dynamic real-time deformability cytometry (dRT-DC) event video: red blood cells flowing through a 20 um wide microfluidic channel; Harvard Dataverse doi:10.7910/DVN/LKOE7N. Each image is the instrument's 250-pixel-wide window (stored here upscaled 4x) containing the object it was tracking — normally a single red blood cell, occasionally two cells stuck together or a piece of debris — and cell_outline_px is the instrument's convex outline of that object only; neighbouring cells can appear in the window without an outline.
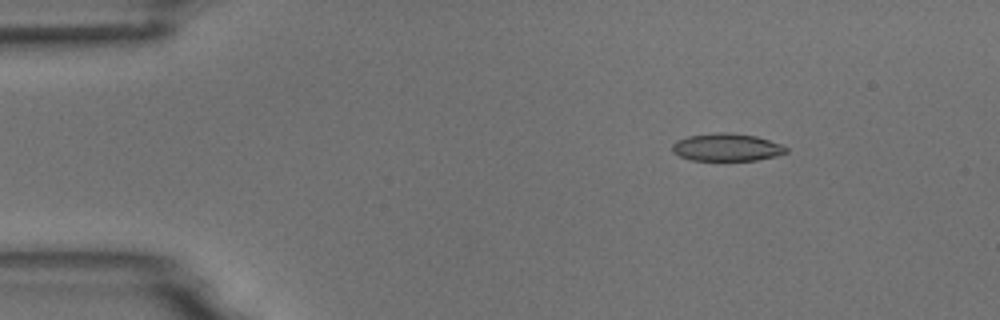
{"species": "common noctule bat (a hibernating species)", "species_latin": "Nyctalus noctula", "temperature_condition": "room temperature", "stored_images_in_passage": 5, "camera_frame_rate_fps": 3000, "um_per_image_px": 0.085, "animal": {"sex": "male", "body_mass_g": 18.8}, "frame": {"image": 1, "passage_image": 2, "time_ms": 1.333, "image_size_px": [1000, 320], "cell_outline_px": [[788, 152], [776, 156], [756, 160], [692, 160], [680, 156], [672, 152], [672, 144], [676, 140], [688, 136], [716, 132], [724, 132], [756, 136], [780, 144], [788, 148]], "centroid_in_image_um": [61.75, 12.52], "position_along_channel_um": 23.2, "area_um2": 18.26}}
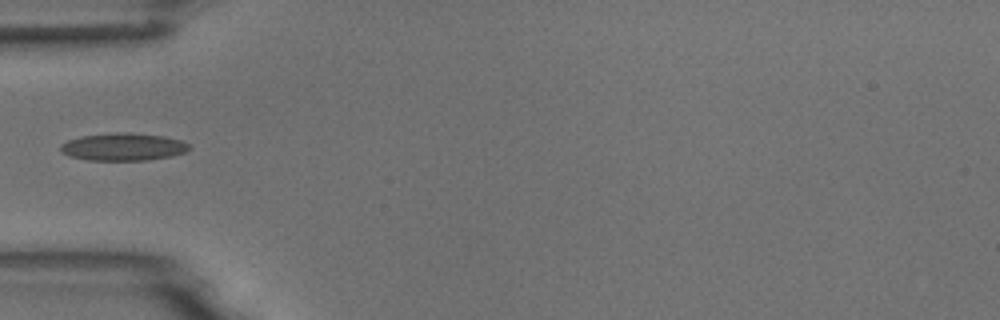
{"frame": {"image": 2, "passage_image": 5, "time_ms": 4.667, "image_size_px": [1000, 320], "cell_outline_px": [[192, 148], [184, 152], [172, 156], [148, 160], [88, 160], [68, 156], [60, 152], [60, 144], [68, 140], [80, 136], [116, 132], [124, 132], [164, 136], [180, 140], [188, 144]], "centroid_in_image_um": [10.44, 12.48], "position_along_channel_um": 74.6, "area_um2": 20.75}}